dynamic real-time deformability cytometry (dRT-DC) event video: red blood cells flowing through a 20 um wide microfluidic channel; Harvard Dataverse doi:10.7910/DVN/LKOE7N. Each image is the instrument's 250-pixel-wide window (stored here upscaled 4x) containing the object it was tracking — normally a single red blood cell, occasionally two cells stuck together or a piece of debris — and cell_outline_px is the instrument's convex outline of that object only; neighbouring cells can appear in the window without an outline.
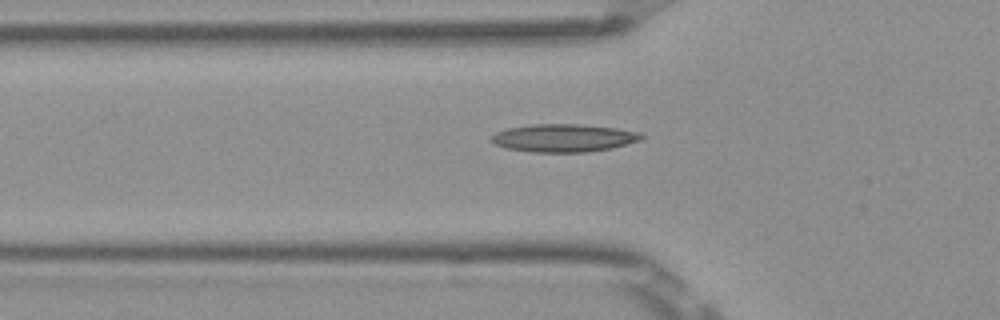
{"species": "Egyptian fruit bat (a non-hibernating species)", "species_latin": "Rousettus aegyptiacus", "temperature_condition": "room temperature", "stored_images_in_passage": 3, "camera_frame_rate_fps": 3000, "um_per_image_px": 0.085, "frame": {"image": 1, "passage_image": 3, "time_ms": 0.667, "image_size_px": [1000, 320], "cell_outline_px": [[644, 136], [640, 140], [612, 148], [584, 152], [532, 152], [508, 148], [496, 144], [488, 140], [488, 136], [496, 132], [508, 128], [532, 124], [580, 124], [616, 128], [640, 132]], "centroid_in_image_um": [47.88, 11.72], "position_along_channel_um": 77.9, "area_um2": 24.39}}